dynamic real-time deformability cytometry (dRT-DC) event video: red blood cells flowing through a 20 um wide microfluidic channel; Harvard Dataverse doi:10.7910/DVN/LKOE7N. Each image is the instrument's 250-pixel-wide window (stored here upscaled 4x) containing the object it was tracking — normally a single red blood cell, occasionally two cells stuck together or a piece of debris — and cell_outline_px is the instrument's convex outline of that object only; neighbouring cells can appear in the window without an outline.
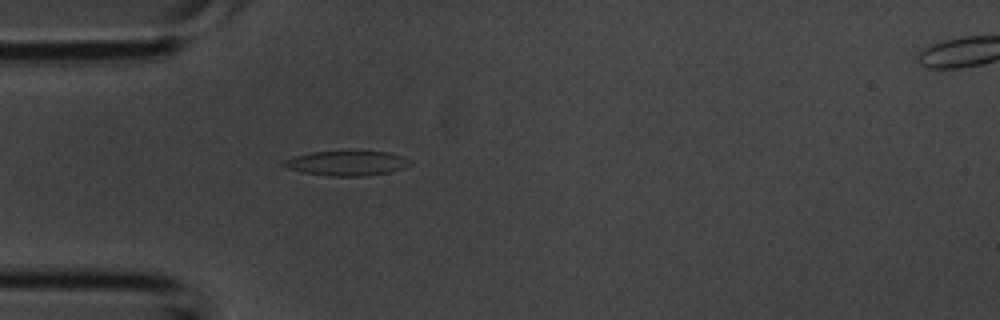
{"species": "common noctule bat (a hibernating species)", "species_latin": "Nyctalus noctula", "temperature_condition": "room temperature", "stored_images_in_passage": 3, "camera_frame_rate_fps": 3000, "um_per_image_px": 0.085, "animal": {"sex": "male", "body_mass_g": 20.1, "forearm_length_mm": 53.5}, "frame": {"image": 1, "passage_image": 2, "time_ms": 0.333, "image_size_px": [1000, 320], "cell_outline_px": [[412, 164], [404, 168], [392, 172], [368, 176], [328, 176], [304, 172], [288, 168], [280, 164], [284, 160], [292, 156], [312, 152], [388, 152], [412, 160]], "centroid_in_image_um": [29.5, 13.89], "position_along_channel_um": 55.5, "area_um2": 18.21}}